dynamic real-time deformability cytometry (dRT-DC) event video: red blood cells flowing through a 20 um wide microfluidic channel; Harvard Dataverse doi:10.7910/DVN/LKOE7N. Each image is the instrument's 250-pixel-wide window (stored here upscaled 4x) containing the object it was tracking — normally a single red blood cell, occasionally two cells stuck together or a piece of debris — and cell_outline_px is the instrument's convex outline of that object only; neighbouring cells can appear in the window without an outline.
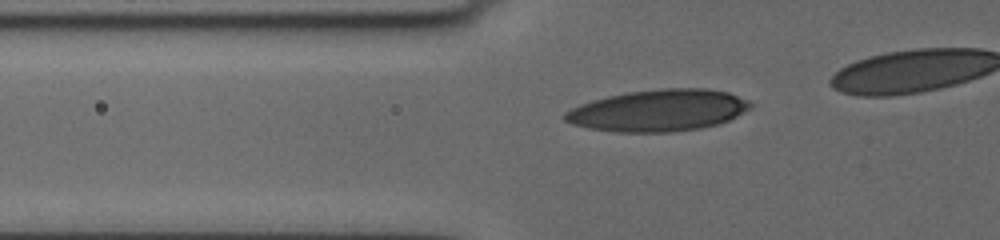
{"species": "human", "species_latin": "Homo sapiens", "temperature_condition": "cold", "stored_images_in_passage": 25, "segment_of_instrument_passage": [1, 2], "camera_frame_rate_fps": 3000, "um_per_image_px": 0.085, "donor": {"sex": "female"}, "frame": {"image": 1, "passage_image": 10, "time_ms": 3.0, "image_size_px": [1000, 240], "cell_outline_px": [[752, 108], [728, 120], [716, 124], [700, 128], [672, 132], [616, 132], [588, 128], [572, 124], [564, 120], [564, 112], [580, 104], [592, 100], [608, 96], [628, 92], [660, 88], [708, 88], [728, 92], [748, 100], [752, 104]], "centroid_in_image_um": [55.96, 9.38], "position_along_channel_um": 69.8, "area_um2": 45.14}}
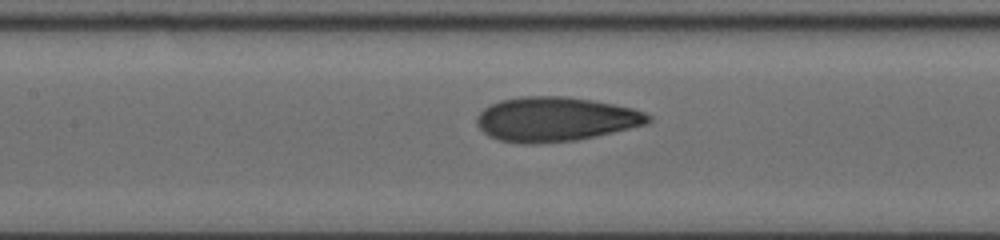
{"frame": {"image": 2, "passage_image": 19, "time_ms": 5.667, "image_size_px": [1000, 240], "cell_outline_px": [[652, 120], [648, 124], [596, 136], [576, 140], [540, 144], [520, 144], [500, 140], [488, 136], [476, 124], [476, 116], [484, 108], [500, 100], [520, 96], [568, 96], [592, 100], [632, 108], [644, 112], [652, 116]], "centroid_in_image_um": [47.2, 10.14], "position_along_channel_um": 160.2, "area_um2": 44.68}}
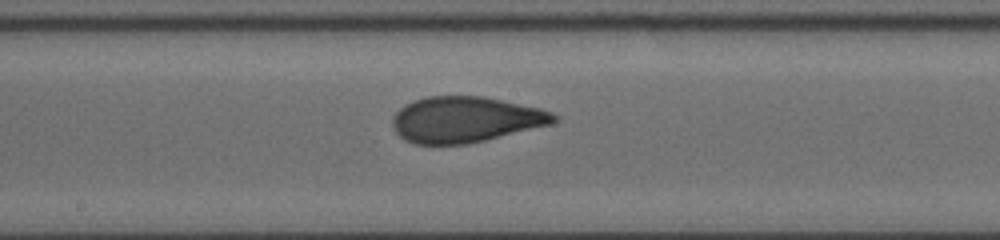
{"frame": {"image": 3, "passage_image": 23, "time_ms": 7.0, "image_size_px": [1000, 240], "cell_outline_px": [[560, 116], [552, 124], [468, 144], [412, 144], [404, 140], [396, 132], [392, 124], [392, 116], [400, 108], [416, 100], [428, 96], [484, 96], [540, 108], [552, 112]], "centroid_in_image_um": [39.57, 10.16], "position_along_channel_um": 208.6, "area_um2": 43.06}}